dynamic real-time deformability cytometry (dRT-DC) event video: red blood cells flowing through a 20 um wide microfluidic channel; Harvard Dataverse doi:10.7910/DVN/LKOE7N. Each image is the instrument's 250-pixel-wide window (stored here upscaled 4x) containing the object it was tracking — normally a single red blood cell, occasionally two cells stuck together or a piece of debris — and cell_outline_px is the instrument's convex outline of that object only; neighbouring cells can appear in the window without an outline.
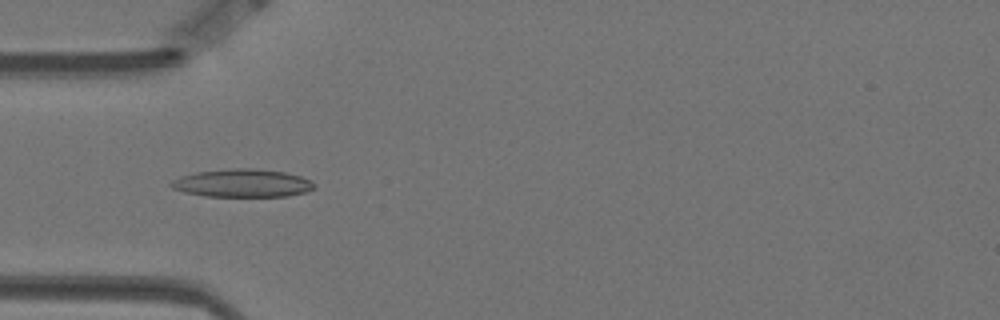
{"species": "Egyptian fruit bat (a non-hibernating species)", "species_latin": "Rousettus aegyptiacus", "temperature_condition": "warm", "stored_images_in_passage": 51, "camera_frame_rate_fps": 3000, "um_per_image_px": 0.085, "animal": {"sex": "female"}, "frame": {"image": 1, "passage_image": 11, "time_ms": 3.333, "image_size_px": [1000, 320], "cell_outline_px": [[316, 188], [304, 192], [288, 196], [204, 196], [184, 192], [172, 188], [168, 184], [172, 180], [180, 176], [196, 172], [232, 168], [252, 168], [284, 172], [300, 176], [316, 184]], "centroid_in_image_um": [20.57, 15.56], "position_along_channel_um": 64.4, "area_um2": 23.35}}
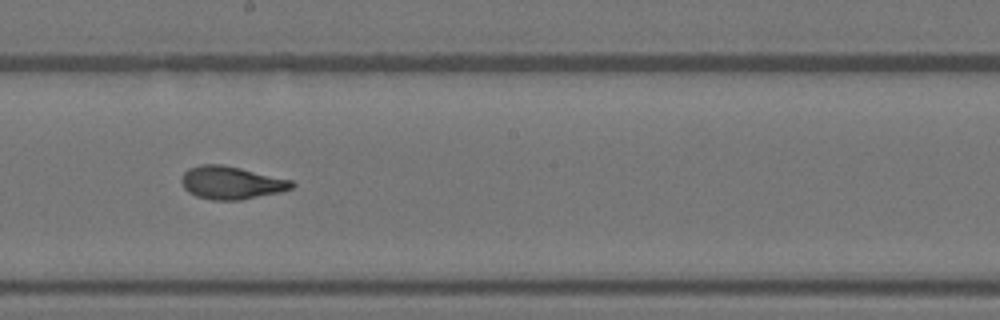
{"frame": {"image": 2, "passage_image": 25, "time_ms": 8.0, "image_size_px": [1000, 320], "cell_outline_px": [[296, 184], [292, 188], [280, 192], [240, 200], [212, 200], [196, 196], [188, 192], [184, 188], [180, 180], [180, 176], [188, 168], [200, 164], [220, 164], [240, 168], [292, 180]], "centroid_in_image_um": [19.62, 15.53], "position_along_channel_um": 228.6, "area_um2": 21.21}}
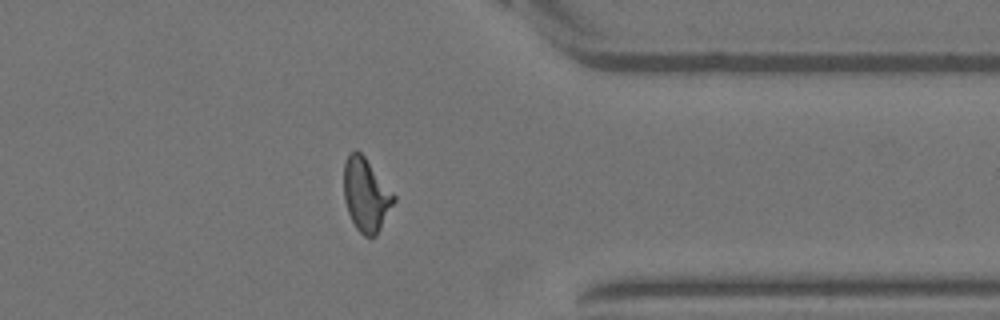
{"frame": {"image": 3, "passage_image": 39, "time_ms": 12.667, "image_size_px": [1000, 320], "cell_outline_px": [[396, 200], [376, 236], [364, 236], [356, 228], [348, 212], [344, 200], [344, 164], [348, 152], [356, 148], [364, 156], [396, 196]], "centroid_in_image_um": [31.1, 16.53], "position_along_channel_um": 380.3, "area_um2": 21.33}, "authors_computed_cell_mechanics": {"area_um2": 20.9236, "velocity_mm_per_s": 3.505, "shape_relaxation_time_tau1_ms": 3.8824, "shape_relaxation_time_tau2_ms": 1.2814, "deformation_change_tau1": 0.197, "deformation_change_tau2": 0.0892}}